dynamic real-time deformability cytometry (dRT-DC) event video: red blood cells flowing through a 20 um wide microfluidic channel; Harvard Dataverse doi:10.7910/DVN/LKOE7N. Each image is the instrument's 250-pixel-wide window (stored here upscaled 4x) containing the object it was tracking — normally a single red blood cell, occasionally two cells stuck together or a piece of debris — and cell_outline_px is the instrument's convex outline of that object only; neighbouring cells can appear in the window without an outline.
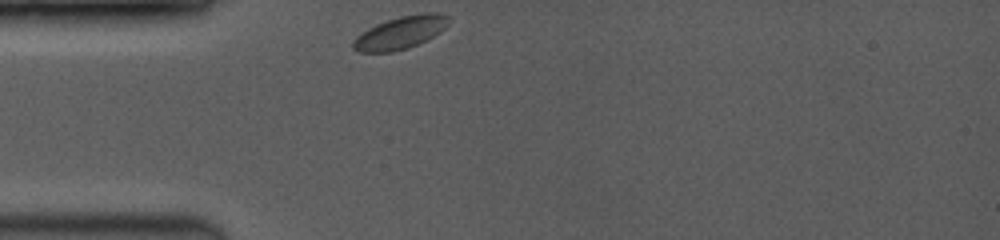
{"species": "common noctule bat (a hibernating species)", "species_latin": "Nyctalus noctula", "temperature_condition": "room temperature", "stored_images_in_passage": 1, "camera_frame_rate_fps": 3500, "um_per_image_px": 0.085, "animal": {"sex": "female", "body_mass_g": 19.0, "forearm_length_mm": 53.3}, "frame": {"image": 1, "passage_image": 1, "time_ms": 0.0, "image_size_px": [1000, 240], "cell_outline_px": [[452, 20], [440, 32], [408, 48], [392, 52], [360, 52], [352, 48], [352, 40], [356, 36], [368, 28], [376, 24], [400, 16], [428, 12], [440, 12], [448, 16]], "centroid_in_image_um": [34.03, 2.76], "position_along_channel_um": 51.0, "area_um2": 18.15}}